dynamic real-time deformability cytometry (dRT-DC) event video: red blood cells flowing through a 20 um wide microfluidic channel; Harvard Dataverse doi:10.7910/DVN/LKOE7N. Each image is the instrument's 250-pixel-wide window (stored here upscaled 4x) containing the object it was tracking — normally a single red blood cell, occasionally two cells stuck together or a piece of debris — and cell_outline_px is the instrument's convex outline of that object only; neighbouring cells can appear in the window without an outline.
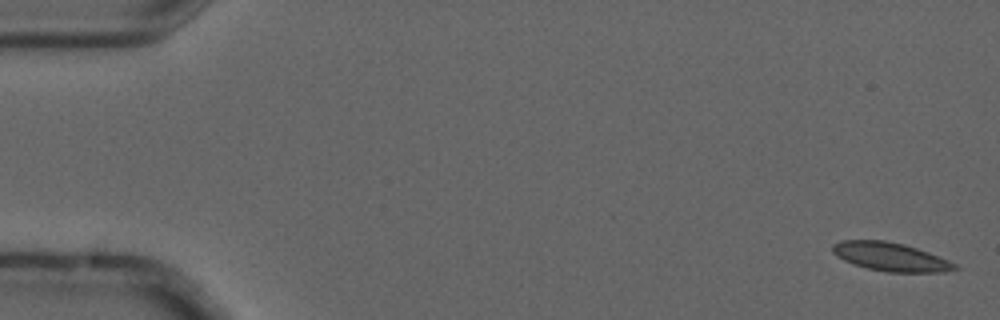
{"species": "common noctule bat (a hibernating species)", "species_latin": "Nyctalus noctula", "temperature_condition": "cold", "stored_images_in_passage": 5, "camera_frame_rate_fps": 3000, "um_per_image_px": 0.085, "animal": {"sex": "male", "forearm_length_mm": 52.5}, "frame": {"image": 1, "passage_image": 1, "time_ms": 0.0, "image_size_px": [1000, 320], "cell_outline_px": [[960, 268], [944, 272], [888, 272], [868, 268], [852, 264], [836, 256], [832, 252], [832, 244], [840, 240], [884, 240], [904, 244], [928, 252], [948, 260], [956, 264]], "centroid_in_image_um": [75.67, 21.82], "position_along_channel_um": 9.3, "area_um2": 20.35}}